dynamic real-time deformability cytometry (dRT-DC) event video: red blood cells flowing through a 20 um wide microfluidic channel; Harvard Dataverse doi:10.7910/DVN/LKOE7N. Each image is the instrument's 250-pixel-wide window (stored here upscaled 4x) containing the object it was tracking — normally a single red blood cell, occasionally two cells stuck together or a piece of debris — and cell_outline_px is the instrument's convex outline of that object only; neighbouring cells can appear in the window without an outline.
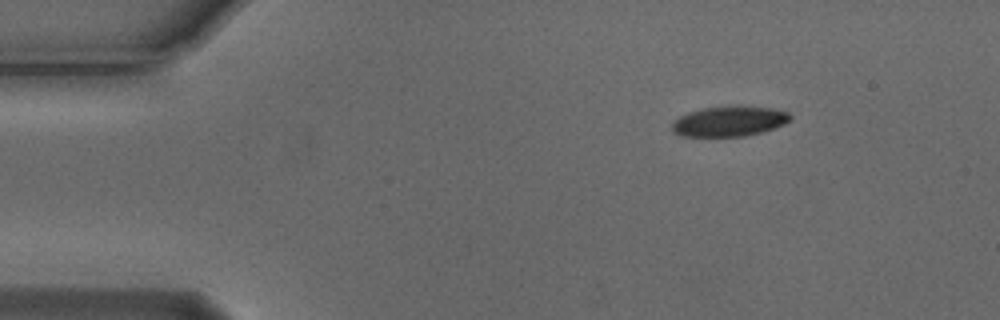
{"species": "Egyptian fruit bat (a non-hibernating species)", "species_latin": "Rousettus aegyptiacus", "temperature_condition": "cold", "stored_images_in_passage": 3, "camera_frame_rate_fps": 3000, "um_per_image_px": 0.085, "animal": {"sex": "male"}, "frame": {"image": 1, "passage_image": 1, "time_ms": 0.0, "image_size_px": [1000, 320], "cell_outline_px": [[792, 120], [784, 124], [760, 132], [744, 136], [680, 136], [672, 132], [672, 124], [680, 116], [688, 112], [704, 108], [768, 108], [788, 112], [792, 116]], "centroid_in_image_um": [61.96, 10.35], "position_along_channel_um": 23.0, "area_um2": 20.0}}
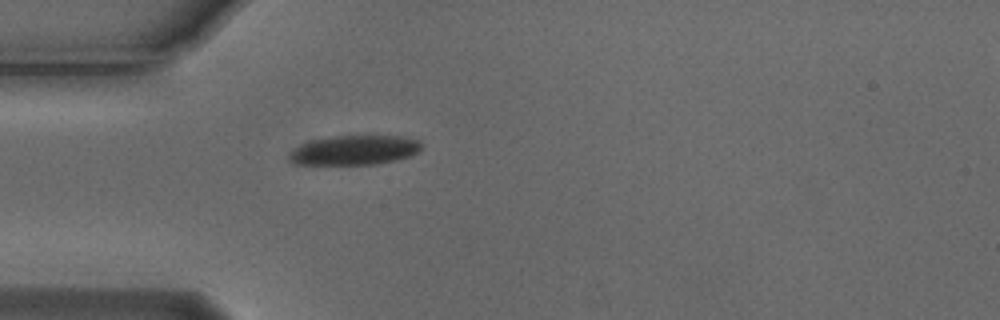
{"frame": {"image": 2, "passage_image": 3, "time_ms": 0.667, "image_size_px": [1000, 320], "cell_outline_px": [[424, 144], [412, 156], [396, 160], [376, 164], [296, 164], [288, 156], [300, 144], [312, 140], [332, 136], [400, 136], [420, 140]], "centroid_in_image_um": [30.19, 12.75], "position_along_channel_um": 54.8, "area_um2": 22.6}}